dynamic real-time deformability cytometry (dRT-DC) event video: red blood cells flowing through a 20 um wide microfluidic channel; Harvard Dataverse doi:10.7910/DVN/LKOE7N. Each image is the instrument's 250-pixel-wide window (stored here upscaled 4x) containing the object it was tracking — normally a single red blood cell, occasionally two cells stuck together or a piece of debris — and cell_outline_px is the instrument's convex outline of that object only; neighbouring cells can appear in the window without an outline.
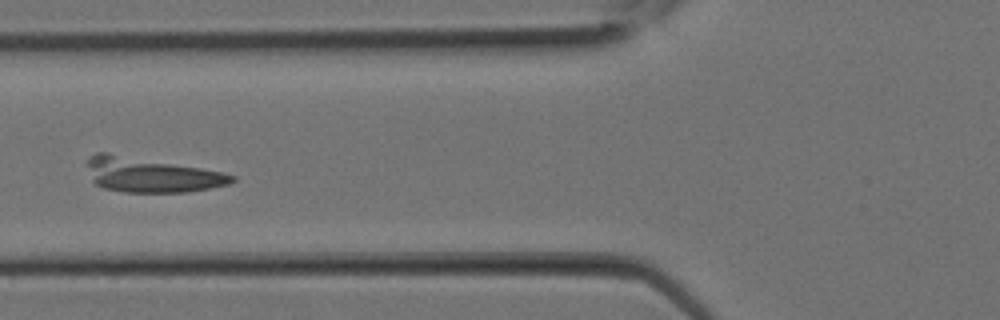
{"species": "Egyptian fruit bat (a non-hibernating species)", "species_latin": "Rousettus aegyptiacus", "temperature_condition": "room temperature", "stored_images_in_passage": 10, "camera_frame_rate_fps": 3000, "um_per_image_px": 0.085, "animal": {"sex": "female"}, "frame": {"image": 1, "passage_image": 9, "time_ms": 2.667, "image_size_px": [1000, 320], "cell_outline_px": [[236, 180], [228, 184], [188, 192], [124, 192], [104, 188], [96, 184], [92, 180], [88, 164], [88, 156], [96, 152], [108, 152], [224, 172], [236, 176]], "centroid_in_image_um": [12.83, 14.86], "position_along_channel_um": 113.0, "area_um2": 29.13}}